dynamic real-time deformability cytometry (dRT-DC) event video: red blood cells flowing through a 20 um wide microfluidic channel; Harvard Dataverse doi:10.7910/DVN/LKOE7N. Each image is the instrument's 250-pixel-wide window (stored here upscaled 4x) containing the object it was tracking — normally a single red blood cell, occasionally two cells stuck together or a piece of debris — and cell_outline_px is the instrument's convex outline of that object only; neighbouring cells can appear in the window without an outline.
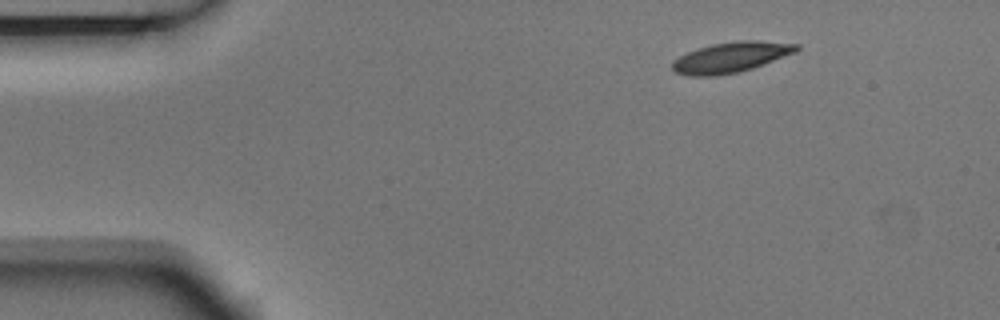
{"species": "Egyptian fruit bat (a non-hibernating species)", "species_latin": "Rousettus aegyptiacus", "temperature_condition": "room temperature", "stored_images_in_passage": 2, "camera_frame_rate_fps": 3000, "um_per_image_px": 0.085, "animal": {"sex": "male"}, "frame": {"image": 1, "passage_image": 1, "time_ms": 0.0, "image_size_px": [1000, 320], "cell_outline_px": [[800, 48], [796, 52], [752, 68], [740, 72], [716, 76], [688, 76], [676, 72], [672, 68], [672, 60], [688, 52], [712, 44], [740, 40], [756, 40], [800, 44]], "centroid_in_image_um": [62.13, 4.87], "position_along_channel_um": 22.9, "area_um2": 21.96}}
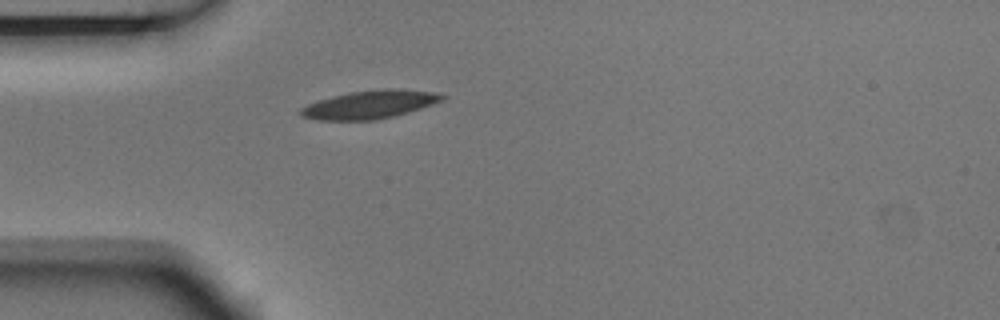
{"frame": {"image": 2, "passage_image": 2, "time_ms": 0.333, "image_size_px": [1000, 320], "cell_outline_px": [[448, 96], [444, 100], [408, 112], [376, 120], [320, 120], [300, 116], [300, 108], [308, 104], [332, 96], [348, 92], [384, 88], [396, 88], [440, 92]], "centroid_in_image_um": [31.48, 8.87], "position_along_channel_um": 53.5, "area_um2": 23.41}}